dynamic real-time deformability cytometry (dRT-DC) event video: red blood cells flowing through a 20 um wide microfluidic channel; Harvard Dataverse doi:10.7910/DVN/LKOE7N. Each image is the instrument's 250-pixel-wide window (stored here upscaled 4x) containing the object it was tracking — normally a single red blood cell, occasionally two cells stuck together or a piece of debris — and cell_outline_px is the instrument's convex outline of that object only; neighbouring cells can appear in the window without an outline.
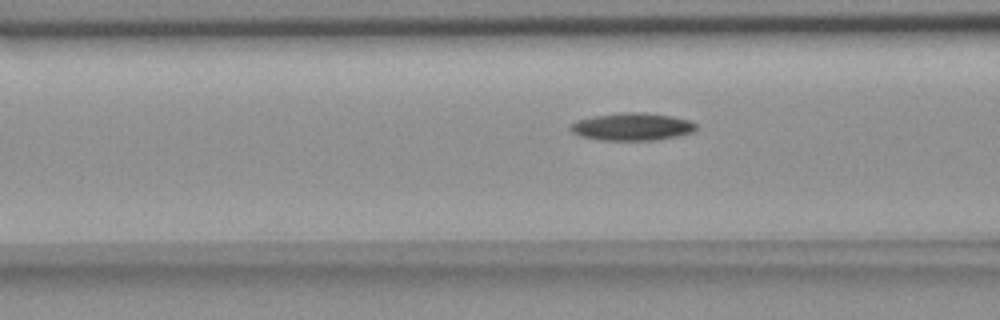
{"species": "common noctule bat (a hibernating species)", "species_latin": "Nyctalus noctula", "temperature_condition": "room temperature", "stored_images_in_passage": 20, "camera_frame_rate_fps": 3000, "um_per_image_px": 0.085, "animal": {"sex": "female", "body_mass_g": 18.4}, "frame": {"image": 1, "passage_image": 15, "time_ms": 4.667, "image_size_px": [1000, 320], "cell_outline_px": [[696, 128], [692, 132], [676, 136], [656, 140], [600, 140], [580, 136], [572, 132], [568, 128], [576, 120], [596, 116], [624, 112], [644, 112], [672, 116], [688, 120], [696, 124]], "centroid_in_image_um": [53.71, 10.77], "position_along_channel_um": 112.9, "area_um2": 20.06}}